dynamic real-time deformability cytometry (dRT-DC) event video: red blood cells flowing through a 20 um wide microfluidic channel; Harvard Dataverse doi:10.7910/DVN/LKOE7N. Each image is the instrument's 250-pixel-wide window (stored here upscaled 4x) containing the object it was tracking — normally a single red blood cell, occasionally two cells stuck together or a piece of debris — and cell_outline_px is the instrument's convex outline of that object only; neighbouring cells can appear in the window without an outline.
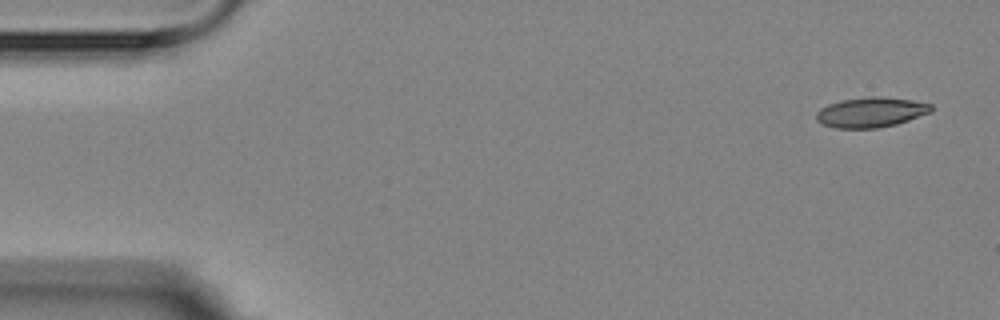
{"species": "Egyptian fruit bat (a non-hibernating species)", "species_latin": "Rousettus aegyptiacus", "temperature_condition": "room temperature", "stored_images_in_passage": 3, "camera_frame_rate_fps": 3000, "um_per_image_px": 0.085, "animal": {"sex": "female"}, "frame": {"image": 1, "passage_image": 1, "time_ms": 0.0, "image_size_px": [1000, 320], "cell_outline_px": [[932, 112], [896, 124], [880, 128], [836, 128], [824, 124], [816, 120], [816, 112], [820, 108], [828, 104], [844, 100], [872, 96], [880, 96], [912, 100], [932, 104]], "centroid_in_image_um": [74.04, 9.54], "position_along_channel_um": 11.0, "area_um2": 20.06}}